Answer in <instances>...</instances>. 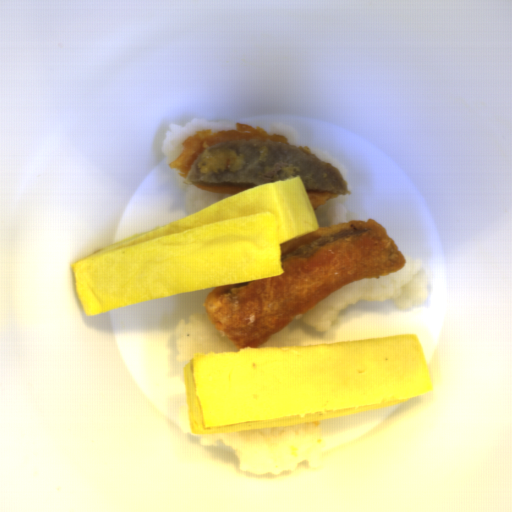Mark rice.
Returning a JSON list of instances; mask_svg holds the SVG:
<instances>
[{
    "label": "rice",
    "instance_id": "obj_1",
    "mask_svg": "<svg viewBox=\"0 0 512 512\" xmlns=\"http://www.w3.org/2000/svg\"><path fill=\"white\" fill-rule=\"evenodd\" d=\"M201 444L223 445L237 461V470L258 476H277L317 464L321 450L318 420L256 430L199 434Z\"/></svg>",
    "mask_w": 512,
    "mask_h": 512
},
{
    "label": "rice",
    "instance_id": "obj_2",
    "mask_svg": "<svg viewBox=\"0 0 512 512\" xmlns=\"http://www.w3.org/2000/svg\"><path fill=\"white\" fill-rule=\"evenodd\" d=\"M404 258L402 269L350 282L317 302L292 324L329 333L343 311L357 301H385L404 311L424 308L429 295L422 264L414 257Z\"/></svg>",
    "mask_w": 512,
    "mask_h": 512
},
{
    "label": "rice",
    "instance_id": "obj_3",
    "mask_svg": "<svg viewBox=\"0 0 512 512\" xmlns=\"http://www.w3.org/2000/svg\"><path fill=\"white\" fill-rule=\"evenodd\" d=\"M174 330L179 361L184 369L196 355L238 353L241 350L219 333L212 324L205 307L179 320Z\"/></svg>",
    "mask_w": 512,
    "mask_h": 512
},
{
    "label": "rice",
    "instance_id": "obj_4",
    "mask_svg": "<svg viewBox=\"0 0 512 512\" xmlns=\"http://www.w3.org/2000/svg\"><path fill=\"white\" fill-rule=\"evenodd\" d=\"M205 129L214 131H225L236 129L234 123H222L212 121L204 117H196L187 124L173 123L169 125L161 145V152L169 164L176 160L185 150L186 138ZM171 165V164H170Z\"/></svg>",
    "mask_w": 512,
    "mask_h": 512
},
{
    "label": "rice",
    "instance_id": "obj_5",
    "mask_svg": "<svg viewBox=\"0 0 512 512\" xmlns=\"http://www.w3.org/2000/svg\"><path fill=\"white\" fill-rule=\"evenodd\" d=\"M172 171L184 190L185 207L189 215L231 196L198 189L185 182L181 176L180 170L172 169Z\"/></svg>",
    "mask_w": 512,
    "mask_h": 512
},
{
    "label": "rice",
    "instance_id": "obj_6",
    "mask_svg": "<svg viewBox=\"0 0 512 512\" xmlns=\"http://www.w3.org/2000/svg\"><path fill=\"white\" fill-rule=\"evenodd\" d=\"M268 136L271 135V134H282L283 136H285L286 138L289 139V141L293 144V145H307V147L315 154L317 155L318 157H320L322 160H324L325 162H327L329 165H331L333 168H335L336 170H338L340 173L343 174L344 178H345V174H344V168H343V165L338 162L335 158H333L332 156L328 155L327 153L323 152V151H320L316 148H314L313 146H311L310 144H308L307 142H305L304 140L301 139V137L299 136V134L297 133L296 130H294L293 128H291L290 126L288 125H284V124H273L272 126H270L267 130L264 131Z\"/></svg>",
    "mask_w": 512,
    "mask_h": 512
},
{
    "label": "rice",
    "instance_id": "obj_7",
    "mask_svg": "<svg viewBox=\"0 0 512 512\" xmlns=\"http://www.w3.org/2000/svg\"><path fill=\"white\" fill-rule=\"evenodd\" d=\"M318 227L330 226L347 222V211L342 195L336 199L313 209Z\"/></svg>",
    "mask_w": 512,
    "mask_h": 512
},
{
    "label": "rice",
    "instance_id": "obj_8",
    "mask_svg": "<svg viewBox=\"0 0 512 512\" xmlns=\"http://www.w3.org/2000/svg\"><path fill=\"white\" fill-rule=\"evenodd\" d=\"M287 334L288 326L264 341L260 348L298 347L293 340L287 339Z\"/></svg>",
    "mask_w": 512,
    "mask_h": 512
}]
</instances>
